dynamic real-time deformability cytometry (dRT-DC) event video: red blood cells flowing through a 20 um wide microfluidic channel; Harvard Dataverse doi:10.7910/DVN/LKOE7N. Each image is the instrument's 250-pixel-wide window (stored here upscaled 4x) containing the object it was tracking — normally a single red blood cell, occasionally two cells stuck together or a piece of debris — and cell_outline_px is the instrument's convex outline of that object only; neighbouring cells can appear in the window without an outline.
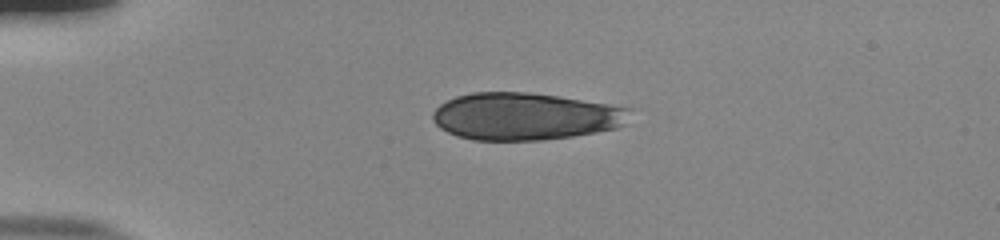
{"species": "human", "species_latin": "Homo sapiens", "temperature_condition": "room temperature", "stored_images_in_passage": 13, "camera_frame_rate_fps": 3000, "um_per_image_px": 0.085, "donor": {"sex": "male"}, "frame": {"image": 1, "passage_image": 13, "time_ms": 4.0, "image_size_px": [1000, 240], "cell_outline_px": [[632, 108], [628, 124], [616, 128], [572, 136], [540, 140], [476, 140], [460, 136], [448, 132], [440, 128], [432, 120], [432, 112], [440, 104], [456, 96], [472, 92], [528, 92], [556, 96], [608, 104]], "centroid_in_image_um": [44.65, 9.89], "position_along_channel_um": 40.3, "area_um2": 54.27}}